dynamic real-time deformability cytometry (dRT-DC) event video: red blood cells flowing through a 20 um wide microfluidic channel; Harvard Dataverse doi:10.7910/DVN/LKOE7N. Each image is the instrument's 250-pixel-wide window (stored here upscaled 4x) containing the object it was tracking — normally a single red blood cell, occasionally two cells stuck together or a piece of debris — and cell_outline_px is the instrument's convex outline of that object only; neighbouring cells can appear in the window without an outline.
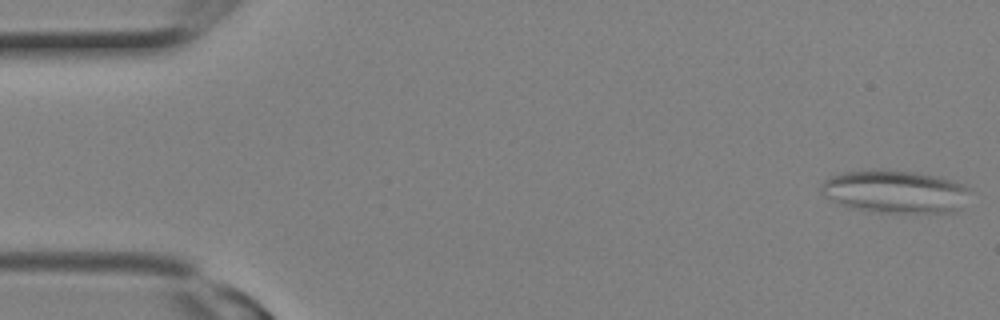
{"species": "Egyptian fruit bat (a non-hibernating species)", "species_latin": "Rousettus aegyptiacus", "temperature_condition": "room temperature", "stored_images_in_passage": 9, "camera_frame_rate_fps": 3000, "um_per_image_px": 0.085, "animal": {"sex": "female"}, "frame": {"image": 1, "passage_image": 1, "time_ms": 0.0, "image_size_px": [1000, 320], "cell_outline_px": [[968, 188], [960, 208], [956, 212], [872, 212], [848, 208], [824, 196], [820, 192], [820, 184], [824, 180], [832, 176], [844, 172], [880, 168], [912, 172], [940, 176], [960, 184]], "centroid_in_image_um": [75.98, 16.28], "position_along_channel_um": 9.0, "area_um2": 37.11}}